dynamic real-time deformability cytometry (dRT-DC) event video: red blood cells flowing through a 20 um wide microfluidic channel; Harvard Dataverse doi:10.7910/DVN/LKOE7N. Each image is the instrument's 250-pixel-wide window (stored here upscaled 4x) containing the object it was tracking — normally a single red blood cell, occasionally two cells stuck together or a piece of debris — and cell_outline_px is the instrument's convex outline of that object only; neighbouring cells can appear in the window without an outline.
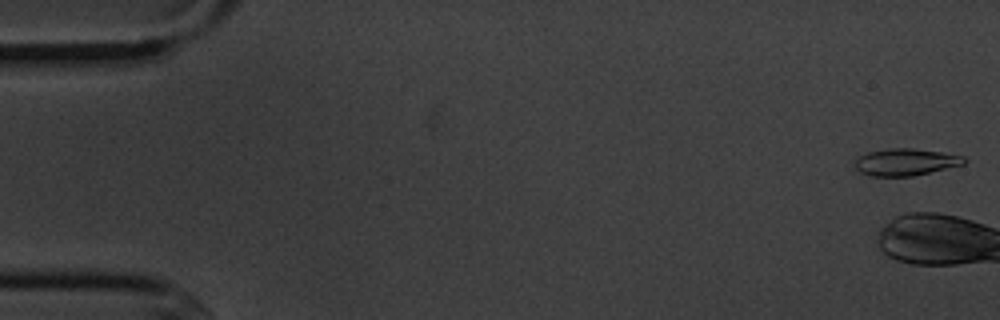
{"species": "common noctule bat (a hibernating species)", "species_latin": "Nyctalus noctula", "temperature_condition": "cold", "stored_images_in_passage": 6, "camera_frame_rate_fps": 3000, "um_per_image_px": 0.085, "animal": {"sex": "male", "body_mass_g": 20.1, "forearm_length_mm": 53.5}, "frame": {"image": 1, "passage_image": 1, "time_ms": 0.0, "image_size_px": [1000, 320], "cell_outline_px": [[968, 160], [964, 164], [912, 176], [868, 176], [860, 172], [856, 168], [856, 156], [868, 152], [888, 148], [916, 148], [964, 156]], "centroid_in_image_um": [76.96, 13.76], "position_along_channel_um": 8.0, "area_um2": 17.22}}